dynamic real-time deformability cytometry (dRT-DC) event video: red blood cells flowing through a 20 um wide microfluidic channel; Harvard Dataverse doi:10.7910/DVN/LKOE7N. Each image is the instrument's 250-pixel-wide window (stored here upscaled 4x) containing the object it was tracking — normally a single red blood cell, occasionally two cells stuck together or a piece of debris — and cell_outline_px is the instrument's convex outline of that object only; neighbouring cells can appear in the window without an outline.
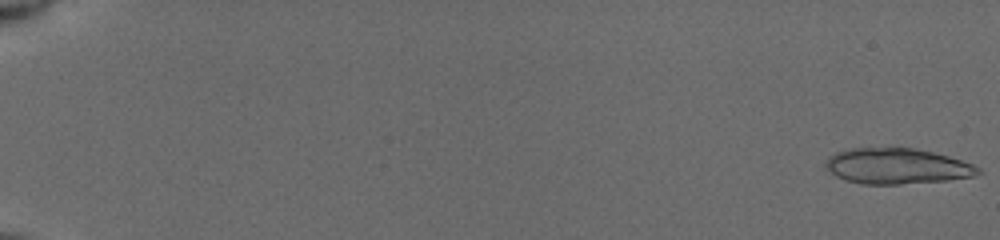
{"species": "common noctule bat (a hibernating species)", "species_latin": "Nyctalus noctula", "temperature_condition": "cold", "stored_images_in_passage": 15, "segment_of_instrument_passage": [1, 2], "camera_frame_rate_fps": 3000, "um_per_image_px": 0.085, "animal": {"sex": "female", "body_mass_g": 19.5, "forearm_length_mm": 54.1}, "frame": {"image": 1, "passage_image": 1, "time_ms": 0.0, "image_size_px": [1000, 240], "cell_outline_px": [[984, 172], [976, 176], [948, 180], [900, 184], [860, 184], [844, 180], [836, 176], [824, 168], [824, 160], [828, 156], [836, 152], [848, 148], [912, 148], [932, 152], [948, 156], [972, 164], [980, 168]], "centroid_in_image_um": [76.2, 14.13], "position_along_channel_um": 8.8, "area_um2": 31.96}}
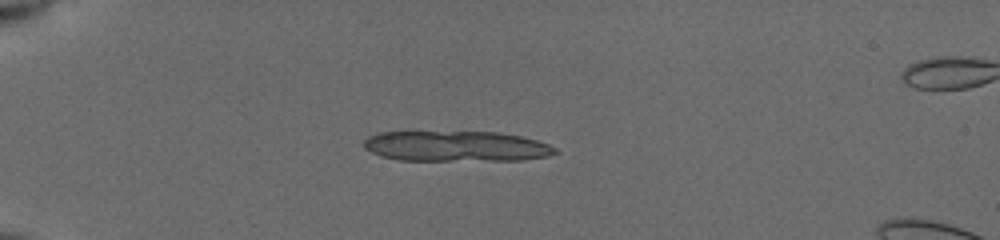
{"frame": {"image": 2, "passage_image": 8, "time_ms": 5.0, "image_size_px": [1000, 240], "cell_outline_px": [[560, 152], [548, 156], [520, 160], [400, 160], [380, 156], [364, 148], [364, 140], [368, 136], [380, 132], [496, 132], [520, 136], [536, 140], [548, 144], [556, 148]], "centroid_in_image_um": [38.78, 12.43], "position_along_channel_um": 46.2, "area_um2": 33.93}}